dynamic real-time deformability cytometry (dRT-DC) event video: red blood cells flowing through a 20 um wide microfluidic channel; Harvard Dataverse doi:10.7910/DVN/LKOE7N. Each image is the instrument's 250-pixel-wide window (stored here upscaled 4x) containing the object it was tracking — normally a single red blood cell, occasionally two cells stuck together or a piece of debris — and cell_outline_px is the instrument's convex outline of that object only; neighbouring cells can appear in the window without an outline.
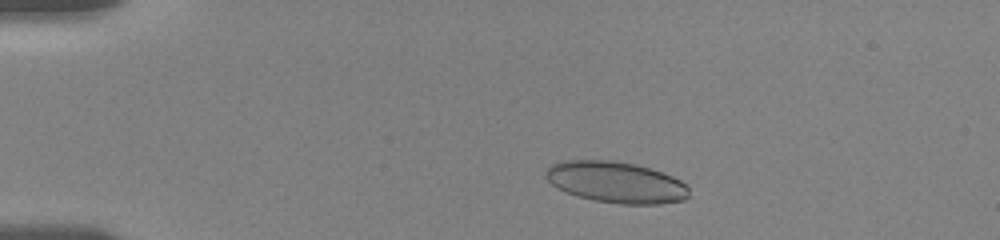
{"species": "human", "species_latin": "Homo sapiens", "temperature_condition": "room temperature", "stored_images_in_passage": 52, "camera_frame_rate_fps": 3000, "um_per_image_px": 0.085, "donor": {"sex": "female"}, "frame": {"image": 1, "passage_image": 7, "time_ms": 2.0, "image_size_px": [1000, 240], "cell_outline_px": [[688, 196], [684, 200], [660, 204], [620, 204], [596, 200], [580, 196], [568, 192], [552, 184], [544, 176], [548, 168], [552, 164], [564, 160], [616, 160], [636, 164], [672, 176], [688, 184]], "centroid_in_image_um": [52.39, 15.48], "position_along_channel_um": 32.6, "area_um2": 34.22}}
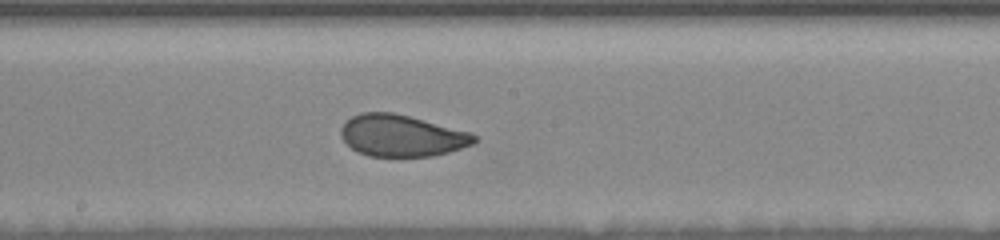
{"frame": {"image": 2, "passage_image": 27, "time_ms": 8.667, "image_size_px": [1000, 240], "cell_outline_px": [[480, 140], [472, 144], [448, 152], [432, 156], [368, 156], [356, 152], [340, 136], [340, 128], [352, 116], [360, 112], [392, 112], [472, 132]], "centroid_in_image_um": [34.14, 11.53], "position_along_channel_um": 214.1, "area_um2": 32.37}}
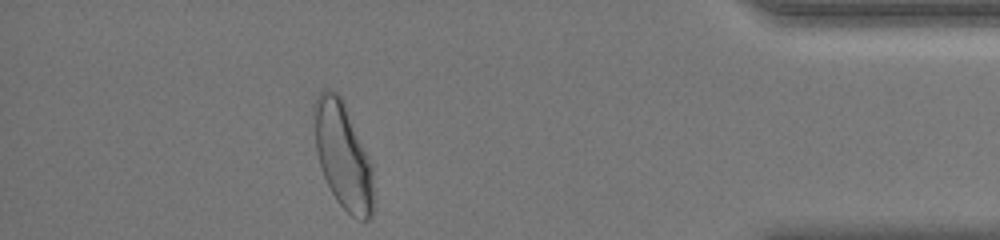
{"frame": {"image": 3, "passage_image": 46, "time_ms": 15.0, "image_size_px": [1000, 240], "cell_outline_px": [[372, 216], [368, 220], [360, 220], [352, 216], [336, 200], [324, 176], [316, 152], [312, 112], [312, 104], [316, 96], [324, 88], [328, 88], [336, 92], [344, 100], [372, 164]], "centroid_in_image_um": [29.12, 13.14], "position_along_channel_um": 406.1, "area_um2": 37.05}, "authors_computed_cell_mechanics": {"area_um2": 34.5355, "velocity_mm_per_s": 3.6251, "shape_relaxation_time_tau1_ms": 5.0306, "shape_relaxation_time_tau2_ms": 1.0393, "deformation_change_tau1": 0.1391, "deformation_change_tau2": 0.0641}}